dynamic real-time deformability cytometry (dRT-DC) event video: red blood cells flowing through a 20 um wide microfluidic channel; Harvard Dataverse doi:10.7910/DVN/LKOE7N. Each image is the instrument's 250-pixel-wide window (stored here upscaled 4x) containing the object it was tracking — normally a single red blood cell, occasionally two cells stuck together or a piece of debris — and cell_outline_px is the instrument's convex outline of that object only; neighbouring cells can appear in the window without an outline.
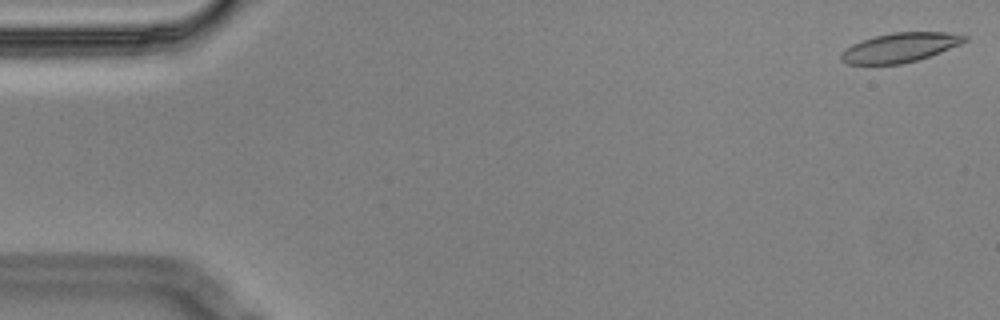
{"species": "Egyptian fruit bat (a non-hibernating species)", "species_latin": "Rousettus aegyptiacus", "temperature_condition": "cold", "stored_images_in_passage": 15, "camera_frame_rate_fps": 3000, "um_per_image_px": 0.085, "animal": {"sex": "male"}, "frame": {"image": 1, "passage_image": 1, "time_ms": 0.0, "image_size_px": [1000, 320], "cell_outline_px": [[968, 40], [960, 44], [940, 52], [916, 60], [900, 64], [848, 64], [840, 60], [840, 52], [852, 44], [876, 36], [892, 32], [944, 32], [968, 36]], "centroid_in_image_um": [76.47, 4.04], "position_along_channel_um": 8.5, "area_um2": 20.92}}
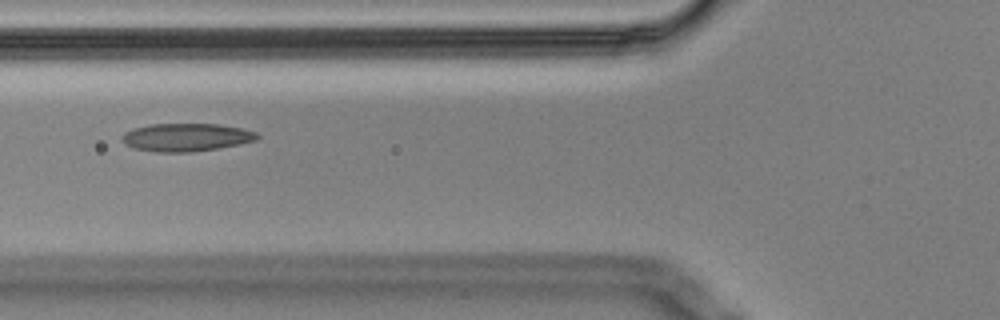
{"frame": {"image": 2, "passage_image": 6, "time_ms": 1.667, "image_size_px": [1000, 320], "cell_outline_px": [[260, 136], [256, 140], [240, 144], [192, 152], [156, 152], [132, 148], [124, 144], [124, 132], [132, 128], [152, 124], [220, 124], [244, 128], [256, 132]], "centroid_in_image_um": [15.85, 11.66], "position_along_channel_um": 110.0, "area_um2": 22.08}}
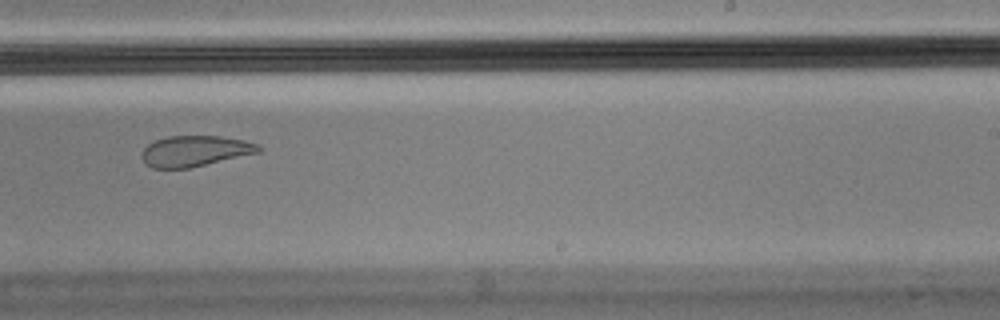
{"frame": {"image": 3, "passage_image": 10, "time_ms": 3.0, "image_size_px": [1000, 320], "cell_outline_px": [[260, 152], [188, 168], [152, 168], [144, 164], [140, 156], [144, 148], [148, 144], [156, 140], [168, 136], [220, 136], [244, 140], [260, 144]], "centroid_in_image_um": [16.54, 12.83], "position_along_channel_um": 272.5, "area_um2": 20.92}}